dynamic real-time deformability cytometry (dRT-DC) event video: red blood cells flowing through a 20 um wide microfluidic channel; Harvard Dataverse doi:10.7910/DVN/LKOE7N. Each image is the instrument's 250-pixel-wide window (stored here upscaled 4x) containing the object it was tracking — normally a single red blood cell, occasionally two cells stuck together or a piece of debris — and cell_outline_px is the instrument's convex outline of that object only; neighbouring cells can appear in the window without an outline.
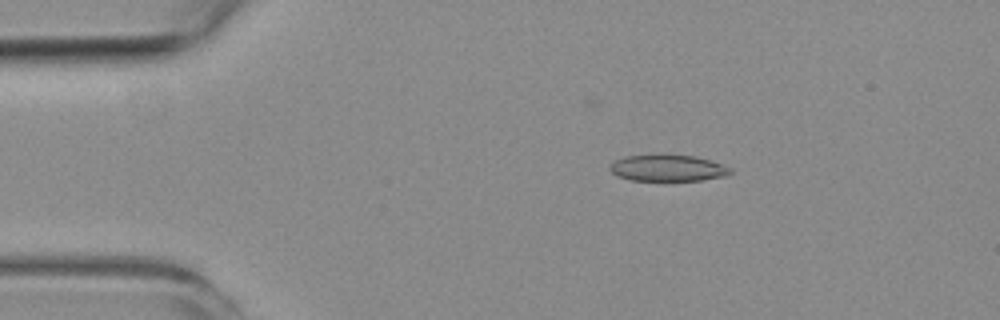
{"species": "common noctule bat (a hibernating species)", "species_latin": "Nyctalus noctula", "temperature_condition": "room temperature", "stored_images_in_passage": 4, "camera_frame_rate_fps": 3000, "um_per_image_px": 0.085, "animal": {"sex": "female", "body_mass_g": 19.3, "forearm_length_mm": 54.1}, "frame": {"image": 1, "passage_image": 3, "time_ms": 2.333, "image_size_px": [1000, 320], "cell_outline_px": [[732, 172], [724, 176], [700, 180], [632, 180], [620, 176], [612, 172], [608, 168], [616, 160], [624, 156], [696, 156], [712, 160], [732, 168]], "centroid_in_image_um": [56.81, 14.29], "position_along_channel_um": 28.2, "area_um2": 18.03}}